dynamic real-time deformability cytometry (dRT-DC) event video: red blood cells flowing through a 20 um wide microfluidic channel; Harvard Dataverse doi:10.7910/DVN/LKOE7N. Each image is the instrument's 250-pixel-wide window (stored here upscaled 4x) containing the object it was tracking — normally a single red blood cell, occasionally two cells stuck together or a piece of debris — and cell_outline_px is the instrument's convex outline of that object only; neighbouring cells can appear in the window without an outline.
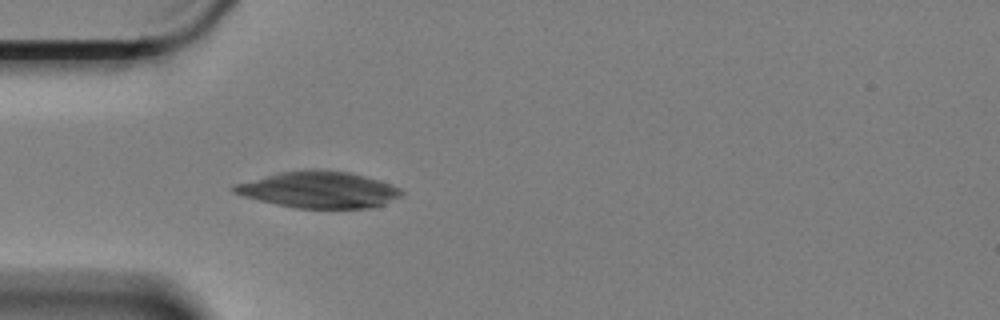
{"species": "Egyptian fruit bat (a non-hibernating species)", "species_latin": "Rousettus aegyptiacus", "temperature_condition": "cold", "stored_images_in_passage": 3, "camera_frame_rate_fps": 3000, "um_per_image_px": 0.085, "animal": {"sex": "female"}, "frame": {"image": 1, "passage_image": 3, "time_ms": 0.667, "image_size_px": [1000, 320], "cell_outline_px": [[404, 196], [384, 204], [372, 208], [296, 208], [276, 204], [244, 196], [232, 192], [228, 188], [232, 184], [280, 172], [312, 168], [348, 172], [380, 180], [400, 188], [404, 192]], "centroid_in_image_um": [27.11, 16.12], "position_along_channel_um": 57.9, "area_um2": 35.89}}